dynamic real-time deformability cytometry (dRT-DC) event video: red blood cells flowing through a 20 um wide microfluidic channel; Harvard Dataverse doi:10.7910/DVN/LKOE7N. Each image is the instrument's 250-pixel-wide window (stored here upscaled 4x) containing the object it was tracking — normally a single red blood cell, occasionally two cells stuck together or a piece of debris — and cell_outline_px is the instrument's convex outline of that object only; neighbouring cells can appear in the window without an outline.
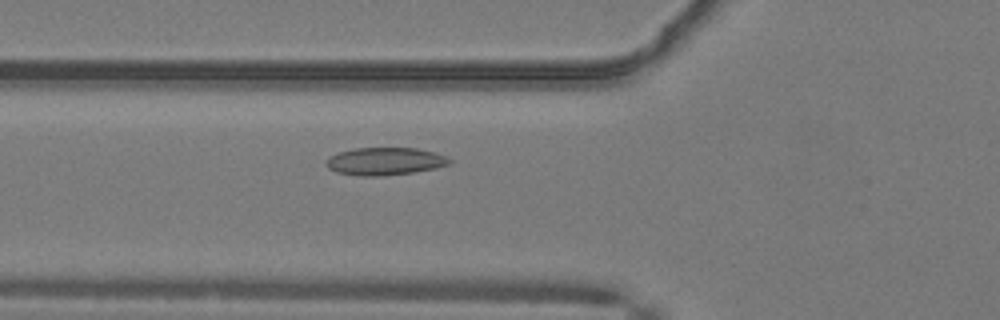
{"species": "common noctule bat (a hibernating species)", "species_latin": "Nyctalus noctula", "temperature_condition": "warm", "stored_images_in_passage": 46, "camera_frame_rate_fps": 3000, "um_per_image_px": 0.085, "animal": {"sex": "male", "body_mass_g": 19.2, "forearm_length_mm": 51.8}, "frame": {"image": 1, "passage_image": 14, "time_ms": 4.333, "image_size_px": [1000, 320], "cell_outline_px": [[452, 164], [436, 168], [412, 172], [384, 176], [360, 176], [336, 172], [328, 168], [328, 160], [332, 156], [340, 152], [356, 148], [416, 148], [432, 152], [444, 156], [452, 160]], "centroid_in_image_um": [32.76, 13.72], "position_along_channel_um": 93.0, "area_um2": 19.59}}
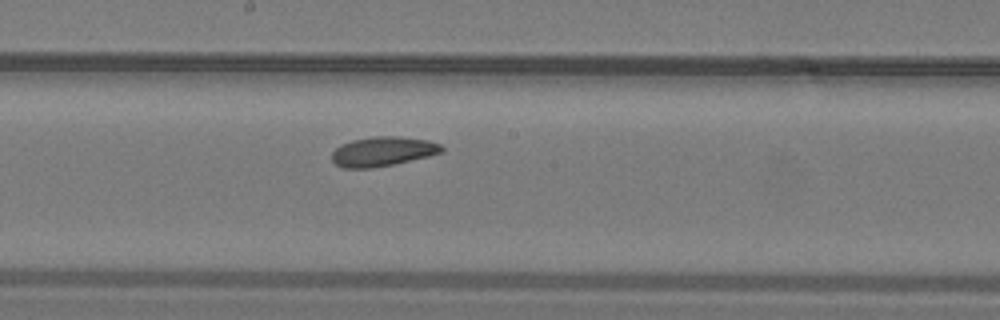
{"frame": {"image": 2, "passage_image": 23, "time_ms": 7.333, "image_size_px": [1000, 320], "cell_outline_px": [[444, 152], [428, 156], [392, 164], [372, 168], [344, 168], [336, 164], [332, 160], [332, 152], [340, 144], [352, 140], [372, 136], [396, 136], [428, 140], [440, 144], [444, 148]], "centroid_in_image_um": [32.52, 12.86], "position_along_channel_um": 215.7, "area_um2": 18.84}}
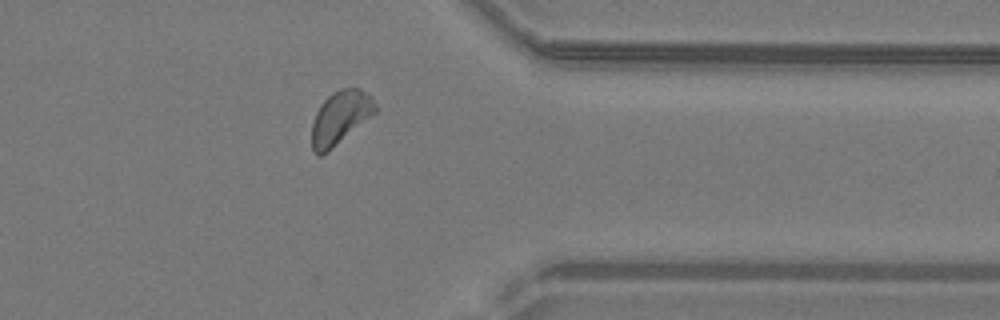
{"frame": {"image": 3, "passage_image": 36, "time_ms": 11.667, "image_size_px": [1000, 320], "cell_outline_px": [[376, 112], [328, 152], [320, 156], [316, 156], [312, 148], [312, 124], [316, 112], [320, 104], [332, 92], [340, 88], [360, 88], [372, 96], [376, 108]], "centroid_in_image_um": [28.9, 9.99], "position_along_channel_um": 382.5, "area_um2": 19.71}, "authors_computed_cell_mechanics": {"area_um2": 19.2185, "velocity_mm_per_s": 4.0618, "shape_relaxation_time_tau1_ms": 10.8759, "shape_relaxation_time_tau2_ms": 6.7033, "deformation_change_tau1": 0.1501, "deformation_change_tau2": 0.1161}}